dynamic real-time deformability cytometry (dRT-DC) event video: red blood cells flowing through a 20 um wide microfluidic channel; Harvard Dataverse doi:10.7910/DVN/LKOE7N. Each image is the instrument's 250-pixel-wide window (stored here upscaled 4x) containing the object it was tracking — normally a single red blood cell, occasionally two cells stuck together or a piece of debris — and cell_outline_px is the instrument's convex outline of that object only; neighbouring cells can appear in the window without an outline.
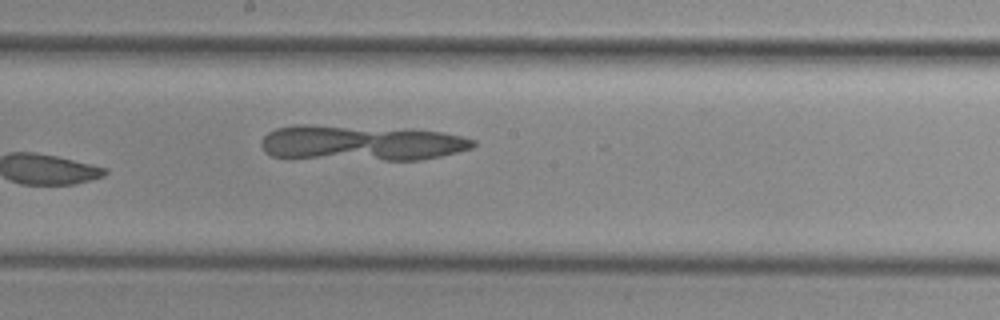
{"species": "common noctule bat (a hibernating species)", "species_latin": "Nyctalus noctula", "temperature_condition": "cold", "stored_images_in_passage": 7, "camera_frame_rate_fps": 3000, "um_per_image_px": 0.085, "animal": {"sex": "female", "body_mass_g": 29.2, "forearm_length_mm": 56.3}, "frame": {"image": 1, "passage_image": 7, "time_ms": 7.0, "image_size_px": [1000, 320], "cell_outline_px": [[476, 144], [472, 148], [440, 156], [420, 160], [384, 160], [272, 156], [264, 152], [260, 144], [260, 140], [268, 132], [276, 128], [296, 124], [308, 124], [412, 128], [444, 132], [476, 140]], "centroid_in_image_um": [30.72, 12.12], "position_along_channel_um": 217.5, "area_um2": 44.33}}